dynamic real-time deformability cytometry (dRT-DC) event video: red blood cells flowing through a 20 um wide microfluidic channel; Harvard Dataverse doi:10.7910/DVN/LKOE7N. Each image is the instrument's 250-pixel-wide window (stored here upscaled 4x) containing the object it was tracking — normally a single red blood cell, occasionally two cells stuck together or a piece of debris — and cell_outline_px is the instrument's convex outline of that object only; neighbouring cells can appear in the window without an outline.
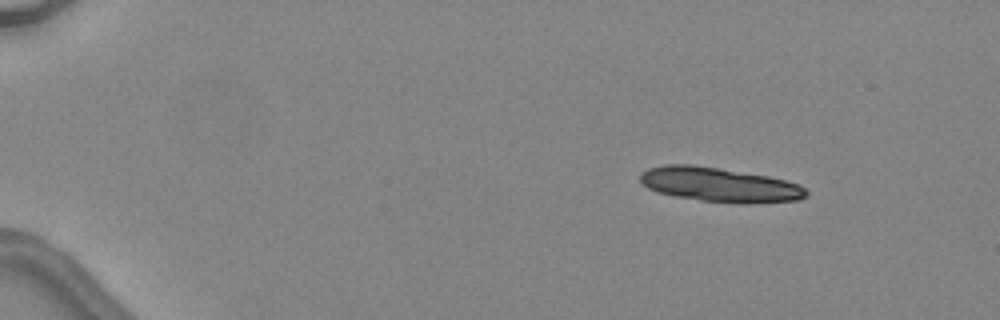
{"species": "common noctule bat (a hibernating species)", "species_latin": "Nyctalus noctula", "temperature_condition": "warm", "stored_images_in_passage": 4, "camera_frame_rate_fps": 3000, "um_per_image_px": 0.085, "animal": {"sex": "female", "body_mass_g": 24.6, "forearm_length_mm": 56.2}, "frame": {"image": 1, "passage_image": 1, "time_ms": 0.0, "image_size_px": [1000, 320], "cell_outline_px": [[808, 196], [800, 200], [756, 204], [740, 204], [700, 200], [676, 196], [656, 192], [640, 184], [640, 172], [648, 168], [664, 164], [692, 164], [720, 168], [768, 176], [800, 184], [808, 192]], "centroid_in_image_um": [61.16, 15.71], "position_along_channel_um": 23.8, "area_um2": 33.81}}